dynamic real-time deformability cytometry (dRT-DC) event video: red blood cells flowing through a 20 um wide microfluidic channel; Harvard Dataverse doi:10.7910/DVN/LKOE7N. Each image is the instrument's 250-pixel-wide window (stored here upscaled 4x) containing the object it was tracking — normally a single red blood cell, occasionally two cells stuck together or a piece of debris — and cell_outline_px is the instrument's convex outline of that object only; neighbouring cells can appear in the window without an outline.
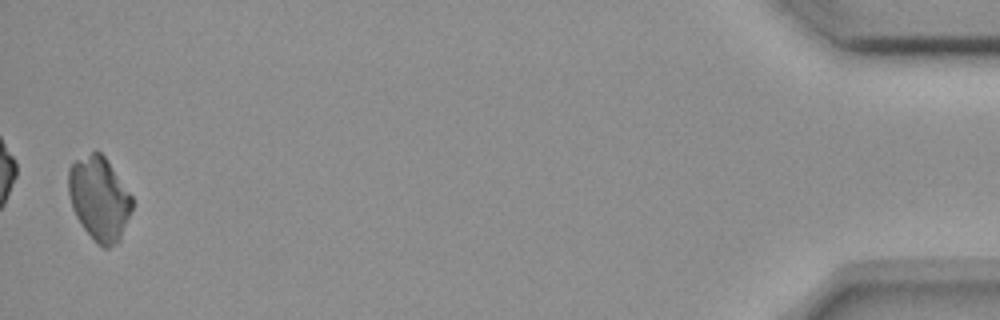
{"species": "common noctule bat (a hibernating species)", "species_latin": "Nyctalus noctula", "temperature_condition": "room temperature", "stored_images_in_passage": 54, "camera_frame_rate_fps": 3000, "um_per_image_px": 0.085, "animal": {"sex": "female", "body_mass_g": 18.4}, "frame": {"image": 1, "passage_image": 53, "time_ms": 17.333, "image_size_px": [1000, 320], "cell_outline_px": [[132, 208], [120, 240], [116, 244], [108, 248], [104, 248], [84, 228], [76, 216], [72, 208], [68, 192], [68, 168], [76, 160], [96, 148], [104, 156], [132, 196]], "centroid_in_image_um": [8.42, 16.84], "position_along_channel_um": 426.8, "area_um2": 30.81}}